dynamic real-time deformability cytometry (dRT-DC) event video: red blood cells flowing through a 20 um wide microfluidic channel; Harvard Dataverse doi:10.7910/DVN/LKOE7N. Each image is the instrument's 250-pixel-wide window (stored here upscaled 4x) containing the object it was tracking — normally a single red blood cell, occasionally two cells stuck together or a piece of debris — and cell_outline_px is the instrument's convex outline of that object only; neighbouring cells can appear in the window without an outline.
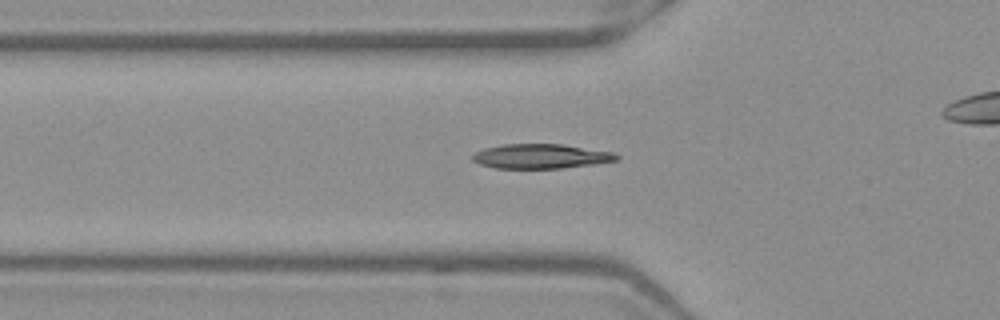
{"species": "Egyptian fruit bat (a non-hibernating species)", "species_latin": "Rousettus aegyptiacus", "temperature_condition": "warm", "stored_images_in_passage": 39, "camera_frame_rate_fps": 3000, "um_per_image_px": 0.085, "frame": {"image": 1, "passage_image": 4, "time_ms": 1.0, "image_size_px": [1000, 320], "cell_outline_px": [[620, 156], [616, 160], [592, 164], [560, 168], [492, 168], [480, 164], [472, 160], [472, 156], [476, 152], [484, 148], [504, 144], [564, 144], [612, 152]], "centroid_in_image_um": [45.94, 13.28], "position_along_channel_um": 79.9, "area_um2": 20.46}}
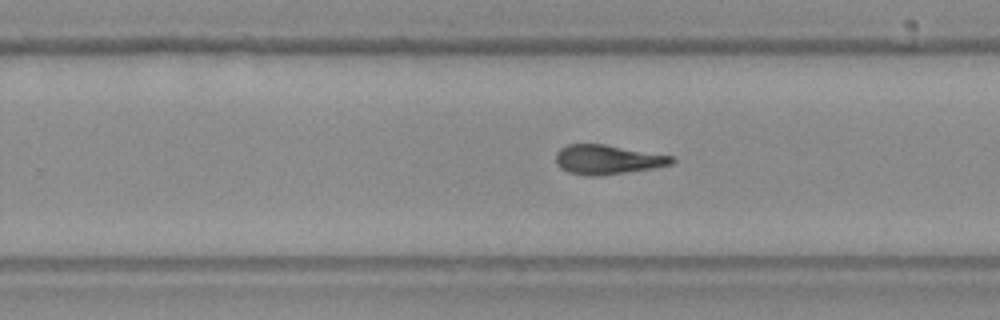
{"frame": {"image": 2, "passage_image": 19, "time_ms": 6.0, "image_size_px": [1000, 320], "cell_outline_px": [[676, 160], [672, 164], [656, 168], [600, 176], [588, 176], [568, 172], [560, 168], [556, 164], [556, 152], [560, 148], [568, 144], [604, 144], [672, 156]], "centroid_in_image_um": [51.63, 13.57], "position_along_channel_um": 278.2, "area_um2": 20.0}}
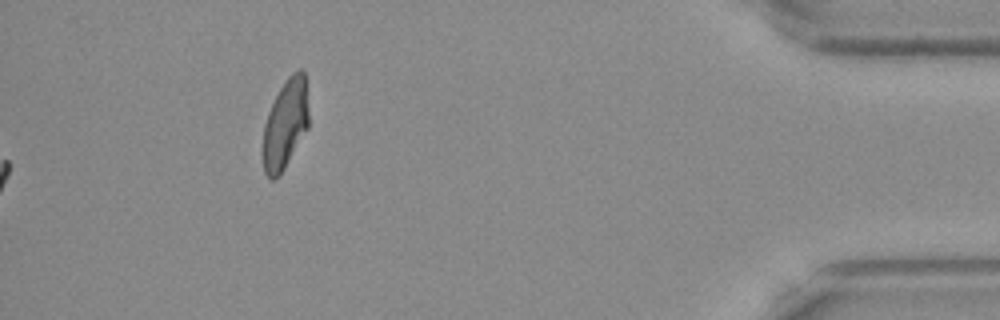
{"frame": {"image": 3, "passage_image": 39, "time_ms": 12.667, "image_size_px": [1000, 320], "cell_outline_px": [[308, 128], [280, 176], [272, 180], [264, 172], [264, 124], [268, 112], [280, 88], [288, 76], [292, 72], [300, 68], [304, 72], [308, 108]], "centroid_in_image_um": [24.27, 10.55], "position_along_channel_um": 410.9, "area_um2": 23.58}, "authors_computed_cell_mechanics": {"area_um2": 19.941, "velocity_mm_per_s": 3.9465, "shape_relaxation_time_tau1_ms": null, "shape_relaxation_time_tau2_ms": 5.907, "deformation_change_tau1": null, "deformation_change_tau2": 0.1551}}